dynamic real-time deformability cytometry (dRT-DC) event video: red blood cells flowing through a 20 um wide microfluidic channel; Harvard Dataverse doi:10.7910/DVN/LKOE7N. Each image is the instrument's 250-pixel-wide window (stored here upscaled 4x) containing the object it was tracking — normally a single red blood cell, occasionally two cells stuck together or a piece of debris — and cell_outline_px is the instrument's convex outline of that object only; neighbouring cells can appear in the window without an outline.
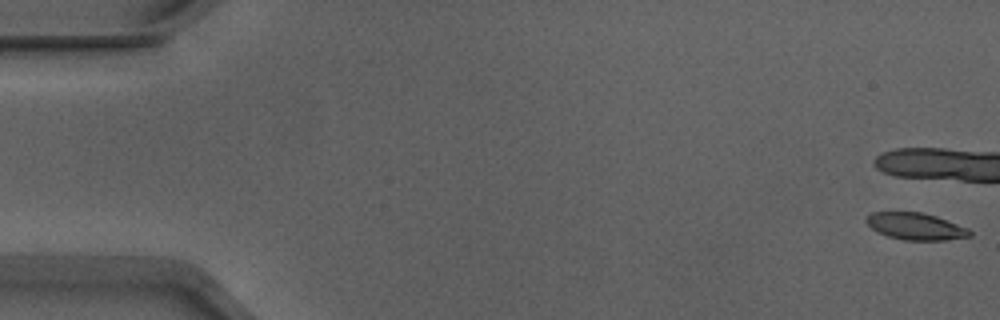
{"species": "Egyptian fruit bat (a non-hibernating species)", "species_latin": "Rousettus aegyptiacus", "temperature_condition": "warm", "stored_images_in_passage": 9, "camera_frame_rate_fps": 3000, "um_per_image_px": 0.085, "animal": {"sex": "male"}, "frame": {"image": 1, "passage_image": 1, "time_ms": 0.0, "image_size_px": [1000, 320], "cell_outline_px": [[972, 236], [944, 240], [904, 240], [888, 236], [876, 232], [864, 220], [872, 212], [920, 212], [936, 216], [968, 228], [972, 232]], "centroid_in_image_um": [77.83, 19.24], "position_along_channel_um": 7.2, "area_um2": 16.18}}